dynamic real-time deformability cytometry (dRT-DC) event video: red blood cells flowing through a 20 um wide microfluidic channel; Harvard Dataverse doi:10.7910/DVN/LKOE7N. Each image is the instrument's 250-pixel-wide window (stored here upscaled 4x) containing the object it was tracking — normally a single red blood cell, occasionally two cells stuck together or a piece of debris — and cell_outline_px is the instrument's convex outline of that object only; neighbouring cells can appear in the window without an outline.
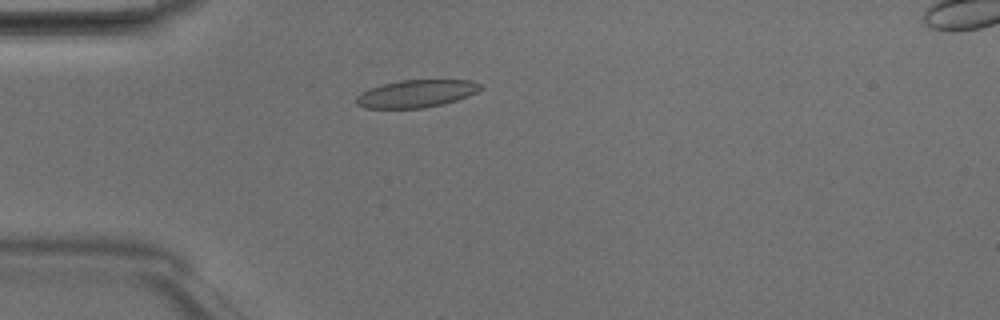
{"species": "Egyptian fruit bat (a non-hibernating species)", "species_latin": "Rousettus aegyptiacus", "temperature_condition": "room temperature", "stored_images_in_passage": 4, "camera_frame_rate_fps": 3000, "um_per_image_px": 0.085, "animal": {"sex": "male"}, "frame": {"image": 1, "passage_image": 2, "time_ms": 0.333, "image_size_px": [1000, 320], "cell_outline_px": [[480, 88], [476, 92], [468, 96], [444, 104], [424, 108], [364, 108], [356, 104], [356, 96], [372, 88], [384, 84], [400, 80], [472, 80], [480, 84]], "centroid_in_image_um": [35.39, 7.96], "position_along_channel_um": 49.6, "area_um2": 19.71}}